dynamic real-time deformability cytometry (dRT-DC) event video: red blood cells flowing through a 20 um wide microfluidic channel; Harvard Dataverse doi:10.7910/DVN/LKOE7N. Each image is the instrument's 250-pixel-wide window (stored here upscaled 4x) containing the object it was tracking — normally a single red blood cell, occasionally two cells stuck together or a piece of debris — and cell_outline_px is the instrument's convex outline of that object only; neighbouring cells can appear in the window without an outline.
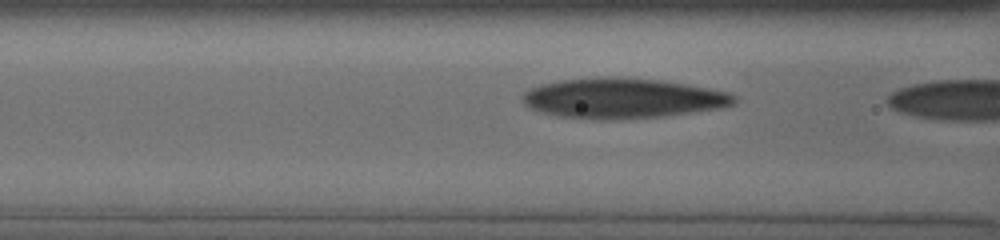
{"species": "human", "species_latin": "Homo sapiens", "temperature_condition": "cold", "stored_images_in_passage": 6, "camera_frame_rate_fps": 3000, "um_per_image_px": 0.085, "donor": {"sex": "male"}, "frame": {"image": 1, "passage_image": 4, "time_ms": 0.667, "image_size_px": [1000, 240], "cell_outline_px": [[736, 100], [732, 104], [720, 108], [664, 116], [600, 120], [564, 116], [544, 112], [532, 108], [524, 104], [524, 92], [528, 88], [540, 84], [560, 80], [600, 76], [620, 76], [664, 80], [688, 84], [732, 92], [736, 96]], "centroid_in_image_um": [52.96, 8.32], "position_along_channel_um": 113.6, "area_um2": 49.71}}